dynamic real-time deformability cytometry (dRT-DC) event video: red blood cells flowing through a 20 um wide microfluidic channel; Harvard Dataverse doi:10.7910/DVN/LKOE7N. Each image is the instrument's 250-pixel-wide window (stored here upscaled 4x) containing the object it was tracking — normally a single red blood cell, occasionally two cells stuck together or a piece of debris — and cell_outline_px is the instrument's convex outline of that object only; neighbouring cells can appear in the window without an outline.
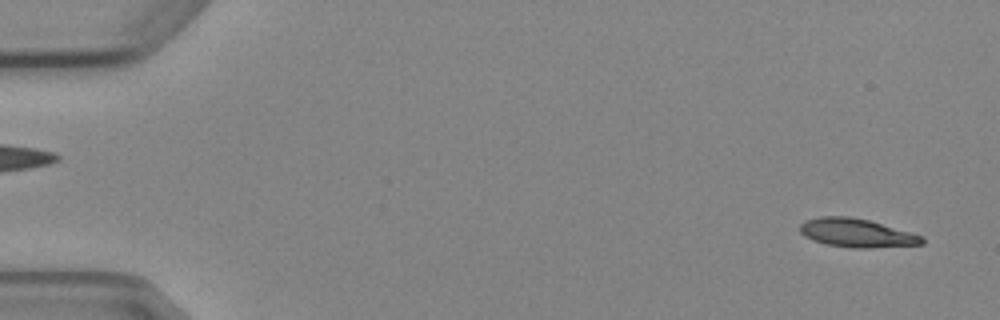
{"species": "Egyptian fruit bat (a non-hibernating species)", "species_latin": "Rousettus aegyptiacus", "temperature_condition": "cold", "stored_images_in_passage": 5, "segment_of_instrument_passage": [2, 2], "camera_frame_rate_fps": 3000, "um_per_image_px": 0.085, "animal": {"sex": "female"}, "frame": {"image": 1, "passage_image": 5, "time_ms": 5.667, "image_size_px": [1000, 320], "cell_outline_px": [[924, 244], [868, 248], [852, 248], [828, 244], [812, 240], [804, 236], [800, 232], [800, 224], [804, 220], [820, 216], [848, 216], [868, 220], [924, 236]], "centroid_in_image_um": [72.8, 19.8], "position_along_channel_um": 12.2, "area_um2": 20.29}}